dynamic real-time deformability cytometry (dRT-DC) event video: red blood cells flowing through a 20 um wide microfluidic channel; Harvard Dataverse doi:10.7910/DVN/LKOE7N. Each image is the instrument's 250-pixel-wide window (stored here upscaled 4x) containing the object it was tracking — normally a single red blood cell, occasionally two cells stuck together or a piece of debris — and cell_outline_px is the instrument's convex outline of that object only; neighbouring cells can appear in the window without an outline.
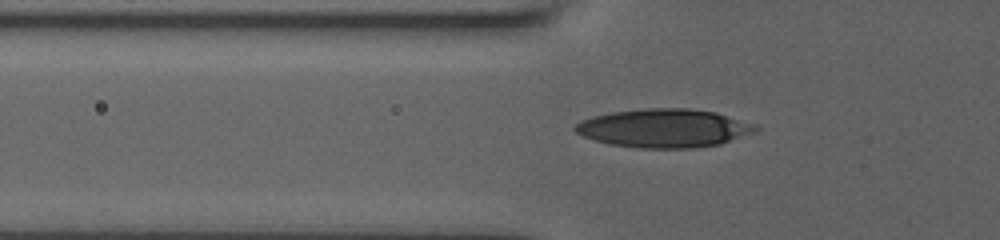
{"species": "human", "species_latin": "Homo sapiens", "temperature_condition": "room temperature", "stored_images_in_passage": 37, "camera_frame_rate_fps": 3000, "um_per_image_px": 0.085, "donor": {"sex": "male"}, "frame": {"image": 1, "passage_image": 3, "time_ms": 0.667, "image_size_px": [1000, 240], "cell_outline_px": [[760, 128], [756, 132], [720, 144], [692, 148], [636, 148], [612, 144], [596, 140], [584, 136], [576, 132], [572, 128], [580, 120], [592, 116], [612, 112], [644, 108], [688, 108], [716, 112], [752, 124]], "centroid_in_image_um": [56.43, 10.89], "position_along_channel_um": 69.4, "area_um2": 40.4}}
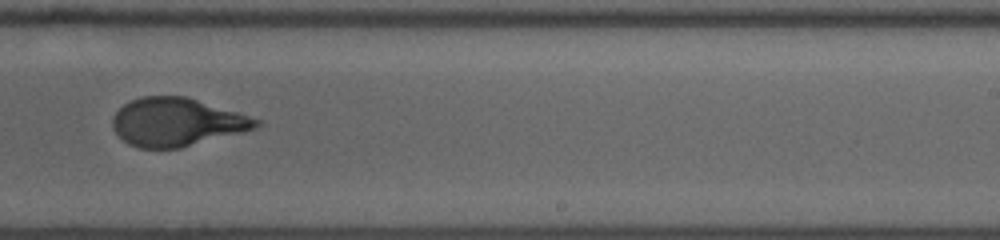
{"frame": {"image": 2, "passage_image": 19, "time_ms": 6.0, "image_size_px": [1000, 240], "cell_outline_px": [[260, 124], [256, 128], [244, 132], [180, 148], [140, 148], [128, 144], [112, 128], [112, 116], [124, 104], [132, 100], [144, 96], [184, 96], [236, 112], [260, 120]], "centroid_in_image_um": [15.0, 10.39], "position_along_channel_um": 274.0, "area_um2": 39.94}}
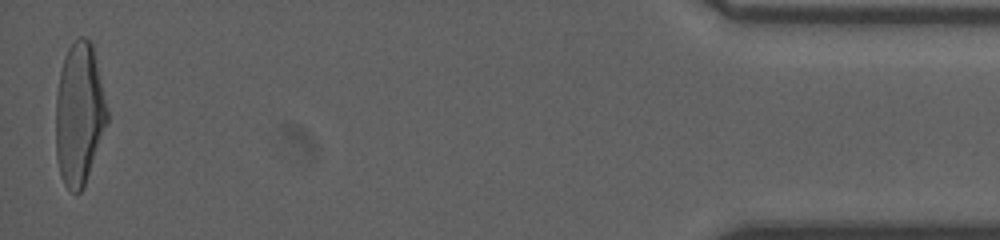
{"frame": {"image": 3, "passage_image": 37, "time_ms": 12.0, "image_size_px": [1000, 240], "cell_outline_px": [[108, 120], [84, 188], [80, 192], [72, 192], [64, 184], [60, 176], [56, 156], [56, 92], [60, 72], [64, 56], [68, 48], [80, 36], [84, 36], [92, 44], [108, 112]], "centroid_in_image_um": [6.72, 9.72], "position_along_channel_um": 428.5, "area_um2": 42.43}, "authors_computed_cell_mechanics": {"area_um2": 41.3848, "velocity_mm_per_s": 3.8894, "shape_relaxation_time_tau1_ms": 4.3788, "shape_relaxation_time_tau2_ms": null, "deformation_change_tau1": 0.1944, "deformation_change_tau2": null}}